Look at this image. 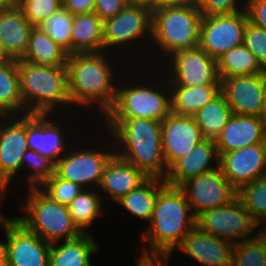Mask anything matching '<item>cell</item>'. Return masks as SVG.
<instances>
[{"instance_id":"83f0119b","label":"cell","mask_w":266,"mask_h":266,"mask_svg":"<svg viewBox=\"0 0 266 266\" xmlns=\"http://www.w3.org/2000/svg\"><path fill=\"white\" fill-rule=\"evenodd\" d=\"M69 54L40 27H33L20 61L38 65L66 66Z\"/></svg>"},{"instance_id":"2e32d148","label":"cell","mask_w":266,"mask_h":266,"mask_svg":"<svg viewBox=\"0 0 266 266\" xmlns=\"http://www.w3.org/2000/svg\"><path fill=\"white\" fill-rule=\"evenodd\" d=\"M204 139L193 116H181L171 112L161 122L162 154L167 168Z\"/></svg>"},{"instance_id":"7c38bea8","label":"cell","mask_w":266,"mask_h":266,"mask_svg":"<svg viewBox=\"0 0 266 266\" xmlns=\"http://www.w3.org/2000/svg\"><path fill=\"white\" fill-rule=\"evenodd\" d=\"M67 153L55 164V174L66 181L86 188L87 185L100 186L104 170L110 159L116 154L111 151H93V149L75 150Z\"/></svg>"},{"instance_id":"d6986e66","label":"cell","mask_w":266,"mask_h":266,"mask_svg":"<svg viewBox=\"0 0 266 266\" xmlns=\"http://www.w3.org/2000/svg\"><path fill=\"white\" fill-rule=\"evenodd\" d=\"M177 248L203 266H232L234 244L202 231L197 225Z\"/></svg>"},{"instance_id":"5bb4252c","label":"cell","mask_w":266,"mask_h":266,"mask_svg":"<svg viewBox=\"0 0 266 266\" xmlns=\"http://www.w3.org/2000/svg\"><path fill=\"white\" fill-rule=\"evenodd\" d=\"M152 36V10L141 5L127 4L115 17L104 21V49L125 46L127 43Z\"/></svg>"},{"instance_id":"6da1fadb","label":"cell","mask_w":266,"mask_h":266,"mask_svg":"<svg viewBox=\"0 0 266 266\" xmlns=\"http://www.w3.org/2000/svg\"><path fill=\"white\" fill-rule=\"evenodd\" d=\"M148 226L142 236L149 248L147 244L141 256L170 257L173 249L196 226V217L179 187L166 184L159 191Z\"/></svg>"},{"instance_id":"cb8c5ba5","label":"cell","mask_w":266,"mask_h":266,"mask_svg":"<svg viewBox=\"0 0 266 266\" xmlns=\"http://www.w3.org/2000/svg\"><path fill=\"white\" fill-rule=\"evenodd\" d=\"M148 178L135 165L115 154L106 165L99 187L117 203L118 200L139 187Z\"/></svg>"},{"instance_id":"7dc6e473","label":"cell","mask_w":266,"mask_h":266,"mask_svg":"<svg viewBox=\"0 0 266 266\" xmlns=\"http://www.w3.org/2000/svg\"><path fill=\"white\" fill-rule=\"evenodd\" d=\"M6 188H8L7 185H3V184H0V200L1 198L2 199H5L4 197H6L5 195V192L6 191ZM14 220V218H6L4 216H2L1 212H0V225L2 226V228H4V230L7 228V226Z\"/></svg>"},{"instance_id":"7a4b0ae2","label":"cell","mask_w":266,"mask_h":266,"mask_svg":"<svg viewBox=\"0 0 266 266\" xmlns=\"http://www.w3.org/2000/svg\"><path fill=\"white\" fill-rule=\"evenodd\" d=\"M123 152H115L148 177L164 179L168 168L162 154L161 122L150 119H105ZM125 147V148H124Z\"/></svg>"},{"instance_id":"f35d334b","label":"cell","mask_w":266,"mask_h":266,"mask_svg":"<svg viewBox=\"0 0 266 266\" xmlns=\"http://www.w3.org/2000/svg\"><path fill=\"white\" fill-rule=\"evenodd\" d=\"M41 187L52 200L63 205H68L84 189L78 184L59 178L55 173Z\"/></svg>"},{"instance_id":"ba28073f","label":"cell","mask_w":266,"mask_h":266,"mask_svg":"<svg viewBox=\"0 0 266 266\" xmlns=\"http://www.w3.org/2000/svg\"><path fill=\"white\" fill-rule=\"evenodd\" d=\"M196 225L202 231L234 245L241 239L246 241L258 235L255 233L249 238L248 234L256 230L258 225L238 197L224 206L203 212L196 218Z\"/></svg>"},{"instance_id":"1f68e13d","label":"cell","mask_w":266,"mask_h":266,"mask_svg":"<svg viewBox=\"0 0 266 266\" xmlns=\"http://www.w3.org/2000/svg\"><path fill=\"white\" fill-rule=\"evenodd\" d=\"M233 115L225 96L220 93L193 116L205 139L215 140Z\"/></svg>"},{"instance_id":"4dcf8cb0","label":"cell","mask_w":266,"mask_h":266,"mask_svg":"<svg viewBox=\"0 0 266 266\" xmlns=\"http://www.w3.org/2000/svg\"><path fill=\"white\" fill-rule=\"evenodd\" d=\"M220 80L227 77L266 73L256 56L242 44L232 48L217 59Z\"/></svg>"},{"instance_id":"8fae6325","label":"cell","mask_w":266,"mask_h":266,"mask_svg":"<svg viewBox=\"0 0 266 266\" xmlns=\"http://www.w3.org/2000/svg\"><path fill=\"white\" fill-rule=\"evenodd\" d=\"M170 75L171 86L195 87L221 84L217 60L209 56L200 46L174 52ZM174 84V85H173Z\"/></svg>"},{"instance_id":"d590c367","label":"cell","mask_w":266,"mask_h":266,"mask_svg":"<svg viewBox=\"0 0 266 266\" xmlns=\"http://www.w3.org/2000/svg\"><path fill=\"white\" fill-rule=\"evenodd\" d=\"M73 22L74 15L62 6L39 27L70 55Z\"/></svg>"},{"instance_id":"ac0fdd59","label":"cell","mask_w":266,"mask_h":266,"mask_svg":"<svg viewBox=\"0 0 266 266\" xmlns=\"http://www.w3.org/2000/svg\"><path fill=\"white\" fill-rule=\"evenodd\" d=\"M23 115V116H22ZM0 124V184L9 186L15 174L22 169V157L27 144V114ZM3 127V128H2Z\"/></svg>"},{"instance_id":"ab89813d","label":"cell","mask_w":266,"mask_h":266,"mask_svg":"<svg viewBox=\"0 0 266 266\" xmlns=\"http://www.w3.org/2000/svg\"><path fill=\"white\" fill-rule=\"evenodd\" d=\"M243 44L252 52L266 70V30L249 19L244 30Z\"/></svg>"},{"instance_id":"277c9868","label":"cell","mask_w":266,"mask_h":266,"mask_svg":"<svg viewBox=\"0 0 266 266\" xmlns=\"http://www.w3.org/2000/svg\"><path fill=\"white\" fill-rule=\"evenodd\" d=\"M18 68L26 114L49 115L56 105H71L66 66L38 65L18 60Z\"/></svg>"},{"instance_id":"ee69618b","label":"cell","mask_w":266,"mask_h":266,"mask_svg":"<svg viewBox=\"0 0 266 266\" xmlns=\"http://www.w3.org/2000/svg\"><path fill=\"white\" fill-rule=\"evenodd\" d=\"M96 0H62V5L72 15L93 13Z\"/></svg>"},{"instance_id":"ffe728a7","label":"cell","mask_w":266,"mask_h":266,"mask_svg":"<svg viewBox=\"0 0 266 266\" xmlns=\"http://www.w3.org/2000/svg\"><path fill=\"white\" fill-rule=\"evenodd\" d=\"M217 161L215 168L211 160ZM219 166V156L215 140L204 139L197 143L184 157L178 158L169 168L164 178L167 185L180 187L190 179L213 171Z\"/></svg>"},{"instance_id":"9a60e30c","label":"cell","mask_w":266,"mask_h":266,"mask_svg":"<svg viewBox=\"0 0 266 266\" xmlns=\"http://www.w3.org/2000/svg\"><path fill=\"white\" fill-rule=\"evenodd\" d=\"M219 167L238 191L242 186L266 176V143L222 153Z\"/></svg>"},{"instance_id":"f546056e","label":"cell","mask_w":266,"mask_h":266,"mask_svg":"<svg viewBox=\"0 0 266 266\" xmlns=\"http://www.w3.org/2000/svg\"><path fill=\"white\" fill-rule=\"evenodd\" d=\"M166 185L164 179L149 177L117 202L131 214L149 223L159 191Z\"/></svg>"},{"instance_id":"4316f807","label":"cell","mask_w":266,"mask_h":266,"mask_svg":"<svg viewBox=\"0 0 266 266\" xmlns=\"http://www.w3.org/2000/svg\"><path fill=\"white\" fill-rule=\"evenodd\" d=\"M170 90V91H169ZM171 111L176 115L194 116L221 93V84L199 85L195 87L172 86Z\"/></svg>"},{"instance_id":"44dd1931","label":"cell","mask_w":266,"mask_h":266,"mask_svg":"<svg viewBox=\"0 0 266 266\" xmlns=\"http://www.w3.org/2000/svg\"><path fill=\"white\" fill-rule=\"evenodd\" d=\"M266 143V125L257 116L233 114L215 139L218 156L250 145Z\"/></svg>"},{"instance_id":"74e56055","label":"cell","mask_w":266,"mask_h":266,"mask_svg":"<svg viewBox=\"0 0 266 266\" xmlns=\"http://www.w3.org/2000/svg\"><path fill=\"white\" fill-rule=\"evenodd\" d=\"M17 5L34 27H39L63 6L62 0H18Z\"/></svg>"},{"instance_id":"c3c4849f","label":"cell","mask_w":266,"mask_h":266,"mask_svg":"<svg viewBox=\"0 0 266 266\" xmlns=\"http://www.w3.org/2000/svg\"><path fill=\"white\" fill-rule=\"evenodd\" d=\"M129 4L141 5L156 10V0H128Z\"/></svg>"},{"instance_id":"484cf974","label":"cell","mask_w":266,"mask_h":266,"mask_svg":"<svg viewBox=\"0 0 266 266\" xmlns=\"http://www.w3.org/2000/svg\"><path fill=\"white\" fill-rule=\"evenodd\" d=\"M57 245V246H56ZM98 245L88 232L77 238L51 244L49 266H92L90 256L98 251Z\"/></svg>"},{"instance_id":"bcb514c9","label":"cell","mask_w":266,"mask_h":266,"mask_svg":"<svg viewBox=\"0 0 266 266\" xmlns=\"http://www.w3.org/2000/svg\"><path fill=\"white\" fill-rule=\"evenodd\" d=\"M170 257H160V256H141L138 259L137 266H165ZM163 259V260H162Z\"/></svg>"},{"instance_id":"f5cc1de1","label":"cell","mask_w":266,"mask_h":266,"mask_svg":"<svg viewBox=\"0 0 266 266\" xmlns=\"http://www.w3.org/2000/svg\"><path fill=\"white\" fill-rule=\"evenodd\" d=\"M18 4V0H0V8L13 7Z\"/></svg>"},{"instance_id":"e0dca14e","label":"cell","mask_w":266,"mask_h":266,"mask_svg":"<svg viewBox=\"0 0 266 266\" xmlns=\"http://www.w3.org/2000/svg\"><path fill=\"white\" fill-rule=\"evenodd\" d=\"M265 86L266 73L221 79V93L237 115L259 117Z\"/></svg>"},{"instance_id":"d4e9b609","label":"cell","mask_w":266,"mask_h":266,"mask_svg":"<svg viewBox=\"0 0 266 266\" xmlns=\"http://www.w3.org/2000/svg\"><path fill=\"white\" fill-rule=\"evenodd\" d=\"M104 21L95 13L74 15L71 54L100 53L104 50Z\"/></svg>"},{"instance_id":"52a82bcc","label":"cell","mask_w":266,"mask_h":266,"mask_svg":"<svg viewBox=\"0 0 266 266\" xmlns=\"http://www.w3.org/2000/svg\"><path fill=\"white\" fill-rule=\"evenodd\" d=\"M134 86L117 87L114 105L105 119L143 118L162 122L172 112L169 92L166 95L164 90H156L152 85L150 89L148 83Z\"/></svg>"},{"instance_id":"d6a6232c","label":"cell","mask_w":266,"mask_h":266,"mask_svg":"<svg viewBox=\"0 0 266 266\" xmlns=\"http://www.w3.org/2000/svg\"><path fill=\"white\" fill-rule=\"evenodd\" d=\"M101 200L96 190L86 188L67 205L73 222L83 233L101 215Z\"/></svg>"},{"instance_id":"b9f144b4","label":"cell","mask_w":266,"mask_h":266,"mask_svg":"<svg viewBox=\"0 0 266 266\" xmlns=\"http://www.w3.org/2000/svg\"><path fill=\"white\" fill-rule=\"evenodd\" d=\"M128 4V0H96L94 12L103 20L115 17Z\"/></svg>"},{"instance_id":"7402d4cb","label":"cell","mask_w":266,"mask_h":266,"mask_svg":"<svg viewBox=\"0 0 266 266\" xmlns=\"http://www.w3.org/2000/svg\"><path fill=\"white\" fill-rule=\"evenodd\" d=\"M49 115L27 114L28 148L49 158L54 164L67 152L63 131L56 123L49 122ZM65 151V152H63Z\"/></svg>"},{"instance_id":"816d5d0a","label":"cell","mask_w":266,"mask_h":266,"mask_svg":"<svg viewBox=\"0 0 266 266\" xmlns=\"http://www.w3.org/2000/svg\"><path fill=\"white\" fill-rule=\"evenodd\" d=\"M259 118L266 125V86H265V90H264L263 102H262V107H261V110H260Z\"/></svg>"},{"instance_id":"4fadbf2b","label":"cell","mask_w":266,"mask_h":266,"mask_svg":"<svg viewBox=\"0 0 266 266\" xmlns=\"http://www.w3.org/2000/svg\"><path fill=\"white\" fill-rule=\"evenodd\" d=\"M7 266H49L51 244L14 220L4 230Z\"/></svg>"},{"instance_id":"60d3db41","label":"cell","mask_w":266,"mask_h":266,"mask_svg":"<svg viewBox=\"0 0 266 266\" xmlns=\"http://www.w3.org/2000/svg\"><path fill=\"white\" fill-rule=\"evenodd\" d=\"M238 0H199L198 9L203 15L215 14H233L246 9V1L244 5L237 4ZM238 5V6H237Z\"/></svg>"},{"instance_id":"5b68a950","label":"cell","mask_w":266,"mask_h":266,"mask_svg":"<svg viewBox=\"0 0 266 266\" xmlns=\"http://www.w3.org/2000/svg\"><path fill=\"white\" fill-rule=\"evenodd\" d=\"M29 191L22 206L26 214L16 218L28 230L50 244L74 239L83 233L73 222L67 205L52 200L40 187H30Z\"/></svg>"},{"instance_id":"836d02e7","label":"cell","mask_w":266,"mask_h":266,"mask_svg":"<svg viewBox=\"0 0 266 266\" xmlns=\"http://www.w3.org/2000/svg\"><path fill=\"white\" fill-rule=\"evenodd\" d=\"M255 238L234 245L232 266H266V227Z\"/></svg>"},{"instance_id":"681fc988","label":"cell","mask_w":266,"mask_h":266,"mask_svg":"<svg viewBox=\"0 0 266 266\" xmlns=\"http://www.w3.org/2000/svg\"><path fill=\"white\" fill-rule=\"evenodd\" d=\"M0 266H7L6 242H0Z\"/></svg>"},{"instance_id":"603a6c76","label":"cell","mask_w":266,"mask_h":266,"mask_svg":"<svg viewBox=\"0 0 266 266\" xmlns=\"http://www.w3.org/2000/svg\"><path fill=\"white\" fill-rule=\"evenodd\" d=\"M33 27L18 5L0 8V43L12 59L23 58Z\"/></svg>"},{"instance_id":"f907efd6","label":"cell","mask_w":266,"mask_h":266,"mask_svg":"<svg viewBox=\"0 0 266 266\" xmlns=\"http://www.w3.org/2000/svg\"><path fill=\"white\" fill-rule=\"evenodd\" d=\"M11 60H13V59L9 56V54L7 53L5 48L0 43V64H4V63L9 62Z\"/></svg>"},{"instance_id":"3957f363","label":"cell","mask_w":266,"mask_h":266,"mask_svg":"<svg viewBox=\"0 0 266 266\" xmlns=\"http://www.w3.org/2000/svg\"><path fill=\"white\" fill-rule=\"evenodd\" d=\"M105 54H70L66 63L71 103L88 106L97 102L104 116L113 107L117 91L112 82L115 72Z\"/></svg>"},{"instance_id":"f1b7e54d","label":"cell","mask_w":266,"mask_h":266,"mask_svg":"<svg viewBox=\"0 0 266 266\" xmlns=\"http://www.w3.org/2000/svg\"><path fill=\"white\" fill-rule=\"evenodd\" d=\"M18 112L26 114V109L20 91L18 60L13 59L0 64V115L4 119Z\"/></svg>"},{"instance_id":"7bdbcfd3","label":"cell","mask_w":266,"mask_h":266,"mask_svg":"<svg viewBox=\"0 0 266 266\" xmlns=\"http://www.w3.org/2000/svg\"><path fill=\"white\" fill-rule=\"evenodd\" d=\"M249 20L266 30V0H246Z\"/></svg>"},{"instance_id":"8992f818","label":"cell","mask_w":266,"mask_h":266,"mask_svg":"<svg viewBox=\"0 0 266 266\" xmlns=\"http://www.w3.org/2000/svg\"><path fill=\"white\" fill-rule=\"evenodd\" d=\"M203 17L198 6L152 10L151 39L170 56L174 52L199 46Z\"/></svg>"},{"instance_id":"9c48e42d","label":"cell","mask_w":266,"mask_h":266,"mask_svg":"<svg viewBox=\"0 0 266 266\" xmlns=\"http://www.w3.org/2000/svg\"><path fill=\"white\" fill-rule=\"evenodd\" d=\"M248 19L246 9L233 14L204 15L199 46L217 60L232 48L243 44Z\"/></svg>"},{"instance_id":"8d00e7d4","label":"cell","mask_w":266,"mask_h":266,"mask_svg":"<svg viewBox=\"0 0 266 266\" xmlns=\"http://www.w3.org/2000/svg\"><path fill=\"white\" fill-rule=\"evenodd\" d=\"M32 167L28 176L30 187H40L55 173V164L47 157L28 149L22 157V167L27 164ZM34 170V171H33Z\"/></svg>"},{"instance_id":"f6af8a7d","label":"cell","mask_w":266,"mask_h":266,"mask_svg":"<svg viewBox=\"0 0 266 266\" xmlns=\"http://www.w3.org/2000/svg\"><path fill=\"white\" fill-rule=\"evenodd\" d=\"M199 0H156V9L168 7L198 6Z\"/></svg>"},{"instance_id":"e575fe53","label":"cell","mask_w":266,"mask_h":266,"mask_svg":"<svg viewBox=\"0 0 266 266\" xmlns=\"http://www.w3.org/2000/svg\"><path fill=\"white\" fill-rule=\"evenodd\" d=\"M237 197L258 226L266 222V176L242 186Z\"/></svg>"},{"instance_id":"30bf717a","label":"cell","mask_w":266,"mask_h":266,"mask_svg":"<svg viewBox=\"0 0 266 266\" xmlns=\"http://www.w3.org/2000/svg\"><path fill=\"white\" fill-rule=\"evenodd\" d=\"M197 218L207 210L224 206L237 197V190L218 166L213 171L190 179L179 187Z\"/></svg>"}]
</instances>
